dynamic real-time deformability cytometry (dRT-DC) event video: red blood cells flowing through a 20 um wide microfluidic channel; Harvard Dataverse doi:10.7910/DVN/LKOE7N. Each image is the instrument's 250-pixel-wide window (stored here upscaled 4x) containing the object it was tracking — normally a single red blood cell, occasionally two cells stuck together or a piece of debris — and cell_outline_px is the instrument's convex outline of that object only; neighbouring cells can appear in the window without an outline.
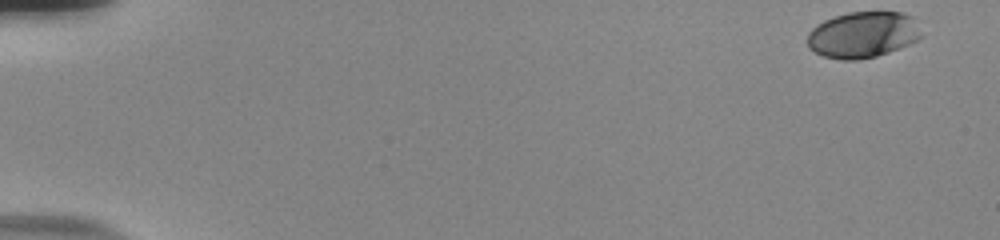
{"species": "human", "species_latin": "Homo sapiens", "temperature_condition": "room temperature", "stored_images_in_passage": 55, "camera_frame_rate_fps": 3000, "um_per_image_px": 0.085, "donor": {"sex": "male"}, "frame": {"image": 1, "passage_image": 1, "time_ms": 0.0, "image_size_px": [1000, 240], "cell_outline_px": [[920, 36], [916, 40], [908, 44], [888, 52], [876, 56], [860, 60], [844, 60], [824, 56], [808, 48], [808, 32], [816, 24], [824, 20], [848, 12], [900, 12], [912, 16]], "centroid_in_image_um": [73.28, 2.95], "position_along_channel_um": 11.7, "area_um2": 30.29}}
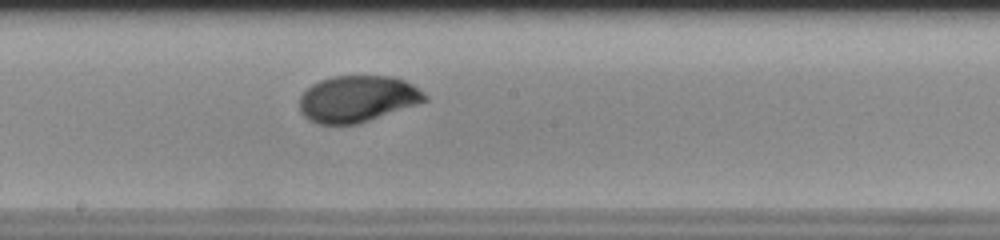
{"frame": {"image": 2, "passage_image": 31, "time_ms": 10.0, "image_size_px": [1000, 240], "cell_outline_px": [[428, 100], [360, 124], [316, 124], [308, 120], [300, 112], [300, 96], [312, 84], [320, 80], [332, 76], [392, 76], [404, 80], [412, 84], [424, 92], [428, 96]], "centroid_in_image_um": [30.38, 8.41], "position_along_channel_um": 217.8, "area_um2": 34.1}}
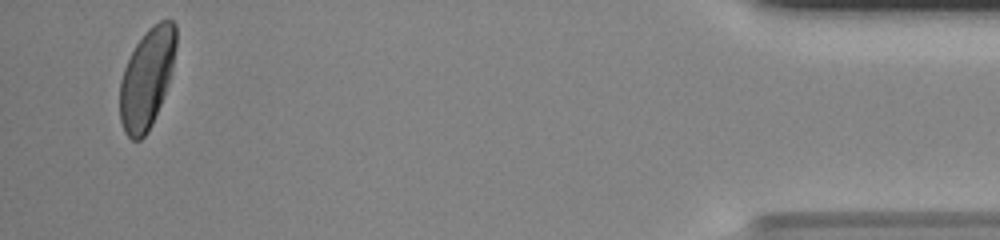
{"frame": {"image": 3, "passage_image": 53, "time_ms": 17.333, "image_size_px": [1000, 240], "cell_outline_px": [[176, 48], [172, 68], [168, 84], [164, 96], [152, 124], [148, 132], [140, 140], [132, 140], [124, 132], [120, 120], [120, 80], [124, 68], [136, 44], [148, 28], [152, 24], [160, 20], [172, 20], [176, 24]], "centroid_in_image_um": [12.49, 6.66], "position_along_channel_um": 422.7, "area_um2": 32.66}, "authors_computed_cell_mechanics": {"area_um2": 32.7726, "velocity_mm_per_s": 3.7308, "shape_relaxation_time_tau1_ms": 2.7832, "shape_relaxation_time_tau2_ms": null, "deformation_change_tau1": 0.1497, "deformation_change_tau2": null}}